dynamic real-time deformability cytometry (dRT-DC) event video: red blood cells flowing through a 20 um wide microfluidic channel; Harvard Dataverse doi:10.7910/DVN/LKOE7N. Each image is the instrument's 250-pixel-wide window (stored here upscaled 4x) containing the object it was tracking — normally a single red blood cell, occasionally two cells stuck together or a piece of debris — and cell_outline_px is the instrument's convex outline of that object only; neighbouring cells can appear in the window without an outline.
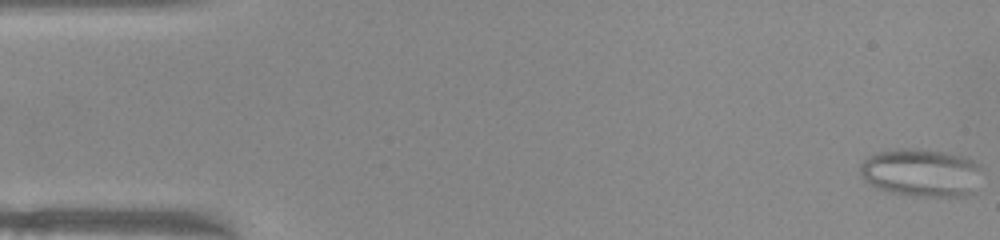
{"species": "common noctule bat (a hibernating species)", "species_latin": "Nyctalus noctula", "temperature_condition": "warm", "stored_images_in_passage": 51, "camera_frame_rate_fps": 3000, "um_per_image_px": 0.085, "animal": {"sex": "female", "body_mass_g": 22.0, "forearm_length_mm": 56.7}, "frame": {"image": 1, "passage_image": 1, "time_ms": 0.0, "image_size_px": [1000, 240], "cell_outline_px": [[984, 168], [976, 192], [968, 196], [912, 196], [888, 192], [876, 188], [864, 180], [860, 176], [860, 164], [868, 156], [876, 152], [900, 148], [912, 148], [944, 152], [964, 156], [980, 164]], "centroid_in_image_um": [78.35, 14.69], "position_along_channel_um": 6.7, "area_um2": 34.91}}
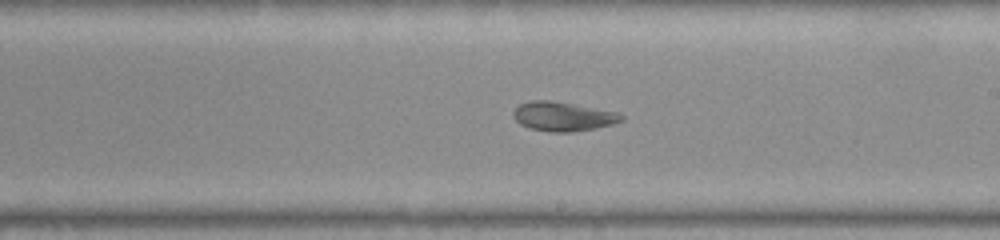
{"frame": {"image": 2, "passage_image": 29, "time_ms": 9.333, "image_size_px": [1000, 240], "cell_outline_px": [[624, 120], [612, 124], [596, 128], [572, 132], [548, 132], [528, 128], [520, 124], [512, 116], [512, 112], [520, 104], [532, 100], [552, 100], [616, 112], [624, 116]], "centroid_in_image_um": [47.82, 9.9], "position_along_channel_um": 241.2, "area_um2": 18.44}}
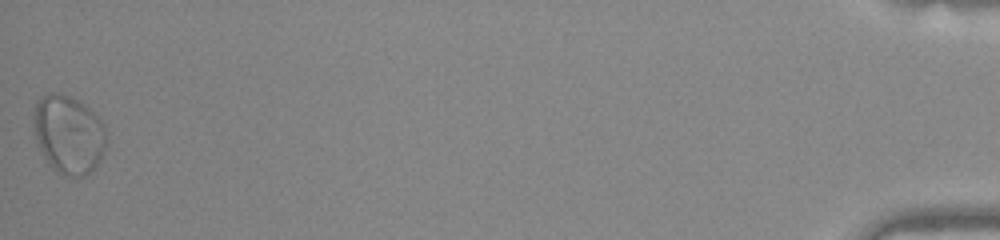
{"frame": {"image": 3, "passage_image": 51, "time_ms": 16.667, "image_size_px": [1000, 240], "cell_outline_px": [[104, 148], [100, 160], [84, 176], [68, 176], [56, 172], [52, 168], [44, 156], [36, 140], [36, 100], [40, 96], [48, 92], [52, 92], [68, 96], [80, 100], [104, 124]], "centroid_in_image_um": [5.82, 11.41], "position_along_channel_um": 429.4, "area_um2": 32.43}, "authors_computed_cell_mechanics": {"area_um2": 23.8714, "velocity_mm_per_s": 3.9754, "shape_relaxation_time_tau1_ms": null, "shape_relaxation_time_tau2_ms": 1.3072, "deformation_change_tau1": null, "deformation_change_tau2": 0.0699}}